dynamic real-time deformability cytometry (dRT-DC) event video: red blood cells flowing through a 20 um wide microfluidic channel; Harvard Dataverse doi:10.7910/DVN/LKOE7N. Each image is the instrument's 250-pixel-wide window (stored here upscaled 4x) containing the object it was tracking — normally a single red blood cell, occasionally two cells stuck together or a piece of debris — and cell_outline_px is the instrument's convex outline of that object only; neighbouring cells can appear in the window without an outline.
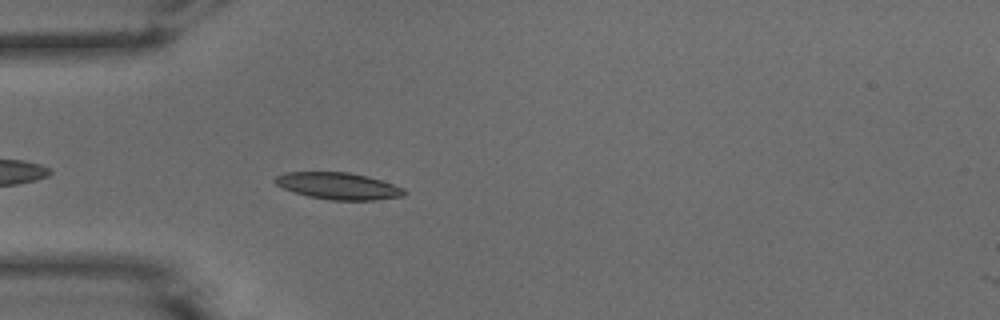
{"species": "common noctule bat (a hibernating species)", "species_latin": "Nyctalus noctula", "temperature_condition": "warm", "stored_images_in_passage": 5, "camera_frame_rate_fps": 3000, "um_per_image_px": 0.085, "animal": {"sex": "male", "body_mass_g": 15.6}, "frame": {"image": 1, "passage_image": 4, "time_ms": 1.0, "image_size_px": [1000, 320], "cell_outline_px": [[408, 192], [404, 196], [372, 200], [328, 200], [308, 196], [284, 188], [276, 184], [272, 180], [276, 176], [284, 172], [348, 172], [368, 176], [404, 188]], "centroid_in_image_um": [28.76, 15.8], "position_along_channel_um": 56.2, "area_um2": 20.17}}